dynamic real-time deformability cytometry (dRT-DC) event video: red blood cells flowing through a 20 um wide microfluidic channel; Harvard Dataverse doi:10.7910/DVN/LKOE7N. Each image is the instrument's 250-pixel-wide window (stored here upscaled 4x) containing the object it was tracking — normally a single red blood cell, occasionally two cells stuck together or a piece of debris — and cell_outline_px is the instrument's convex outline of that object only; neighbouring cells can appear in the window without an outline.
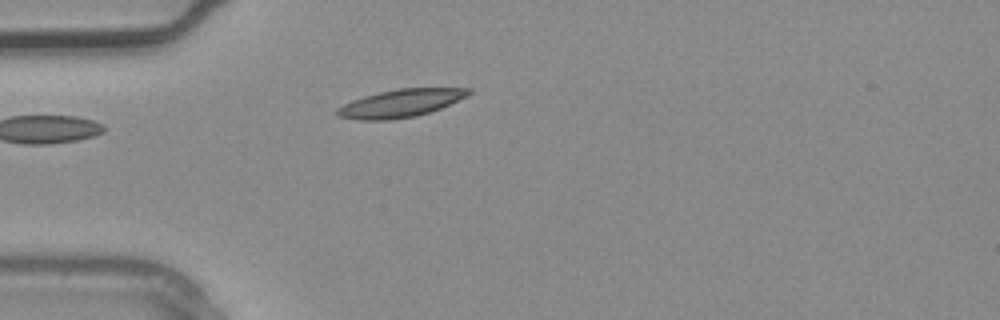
{"species": "common noctule bat (a hibernating species)", "species_latin": "Nyctalus noctula", "temperature_condition": "warm", "stored_images_in_passage": 2, "camera_frame_rate_fps": 3000, "um_per_image_px": 0.085, "animal": {"sex": "male", "body_mass_g": 20.4}, "frame": {"image": 1, "passage_image": 2, "time_ms": 0.333, "image_size_px": [1000, 320], "cell_outline_px": [[472, 92], [468, 96], [440, 108], [416, 116], [388, 120], [360, 120], [336, 116], [336, 108], [352, 100], [364, 96], [380, 92], [400, 88], [472, 88]], "centroid_in_image_um": [34.05, 8.77], "position_along_channel_um": 51.0, "area_um2": 21.21}}